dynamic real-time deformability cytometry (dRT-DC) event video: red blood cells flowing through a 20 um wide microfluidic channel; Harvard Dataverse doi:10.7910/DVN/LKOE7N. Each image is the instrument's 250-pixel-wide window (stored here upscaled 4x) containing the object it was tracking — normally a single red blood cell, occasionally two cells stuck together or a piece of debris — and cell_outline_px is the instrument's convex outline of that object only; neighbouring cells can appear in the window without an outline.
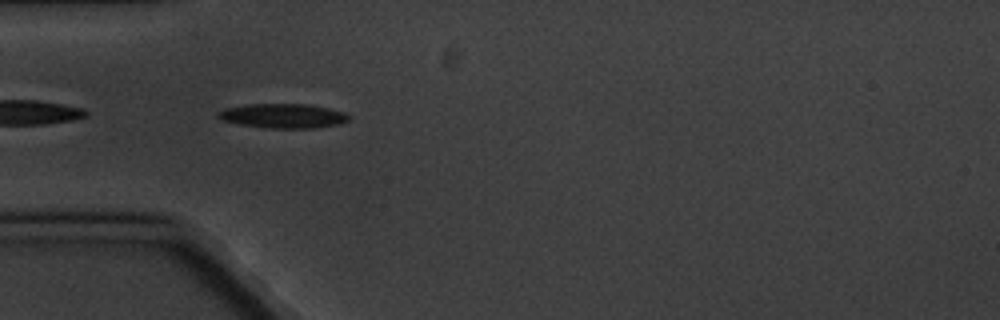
{"species": "common noctule bat (a hibernating species)", "species_latin": "Nyctalus noctula", "temperature_condition": "cold", "stored_images_in_passage": 7, "camera_frame_rate_fps": 3000, "um_per_image_px": 0.085, "animal": {"sex": "male", "body_mass_g": 20.1, "forearm_length_mm": 53.5}, "frame": {"image": 1, "passage_image": 6, "time_ms": 6.0, "image_size_px": [1000, 320], "cell_outline_px": [[348, 120], [340, 124], [316, 128], [264, 128], [240, 124], [220, 120], [216, 116], [216, 112], [224, 108], [248, 104], [308, 104], [328, 108], [344, 112], [348, 116]], "centroid_in_image_um": [24.01, 9.85], "position_along_channel_um": 61.0, "area_um2": 18.73}}